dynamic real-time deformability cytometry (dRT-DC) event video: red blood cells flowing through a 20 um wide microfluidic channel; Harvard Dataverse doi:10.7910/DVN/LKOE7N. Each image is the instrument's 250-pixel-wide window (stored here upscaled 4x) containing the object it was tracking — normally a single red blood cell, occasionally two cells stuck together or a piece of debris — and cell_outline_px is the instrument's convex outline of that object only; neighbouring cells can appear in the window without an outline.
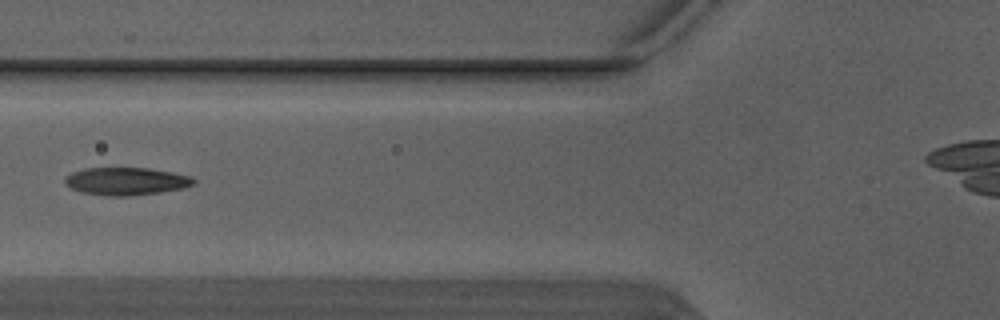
{"species": "Egyptian fruit bat (a non-hibernating species)", "species_latin": "Rousettus aegyptiacus", "temperature_condition": "warm", "stored_images_in_passage": 2, "camera_frame_rate_fps": 3000, "um_per_image_px": 0.085, "animal": {"sex": "male"}, "frame": {"image": 1, "passage_image": 2, "time_ms": 0.333, "image_size_px": [1000, 320], "cell_outline_px": [[196, 184], [184, 188], [160, 192], [128, 196], [104, 196], [80, 192], [64, 184], [64, 180], [72, 172], [84, 168], [148, 168], [172, 172], [192, 176], [196, 180]], "centroid_in_image_um": [10.75, 15.41], "position_along_channel_um": 115.1, "area_um2": 20.92}}